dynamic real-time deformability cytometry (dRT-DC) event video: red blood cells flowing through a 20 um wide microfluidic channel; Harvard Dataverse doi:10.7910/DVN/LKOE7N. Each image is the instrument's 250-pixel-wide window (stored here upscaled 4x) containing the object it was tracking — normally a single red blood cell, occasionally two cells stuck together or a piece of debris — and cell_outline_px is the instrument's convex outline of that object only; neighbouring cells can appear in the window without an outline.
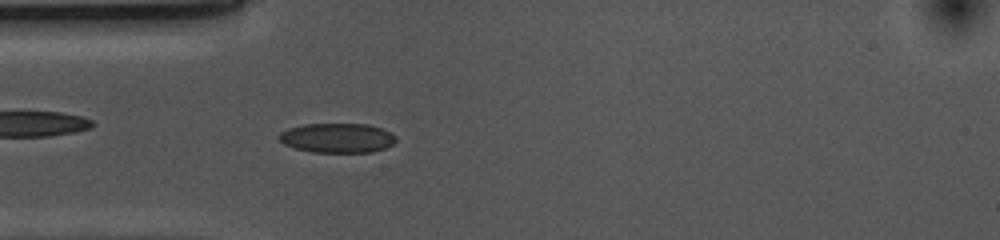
{"species": "common noctule bat (a hibernating species)", "species_latin": "Nyctalus noctula", "temperature_condition": "cold", "stored_images_in_passage": 52, "camera_frame_rate_fps": 3000, "um_per_image_px": 0.085, "animal": {"sex": "female", "body_mass_g": 10.0, "forearm_length_mm": 53.1}, "frame": {"image": 1, "passage_image": 13, "time_ms": 4.0, "image_size_px": [1000, 240], "cell_outline_px": [[396, 140], [392, 144], [384, 148], [372, 152], [312, 152], [296, 148], [284, 144], [276, 136], [280, 132], [288, 128], [304, 124], [368, 124], [392, 132], [396, 136]], "centroid_in_image_um": [28.66, 11.72], "position_along_channel_um": 56.3, "area_um2": 20.17}}
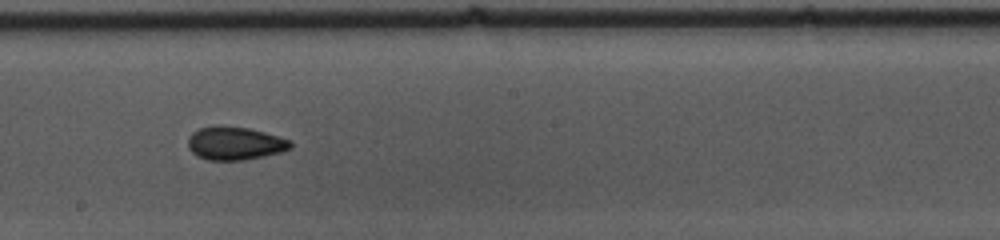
{"frame": {"image": 2, "passage_image": 27, "time_ms": 8.667, "image_size_px": [1000, 240], "cell_outline_px": [[292, 148], [280, 152], [264, 156], [244, 160], [208, 160], [196, 156], [188, 148], [188, 136], [192, 132], [200, 128], [216, 124], [220, 124], [248, 128], [264, 132], [292, 140]], "centroid_in_image_um": [19.95, 12.17], "position_along_channel_um": 228.3, "area_um2": 20.17}}
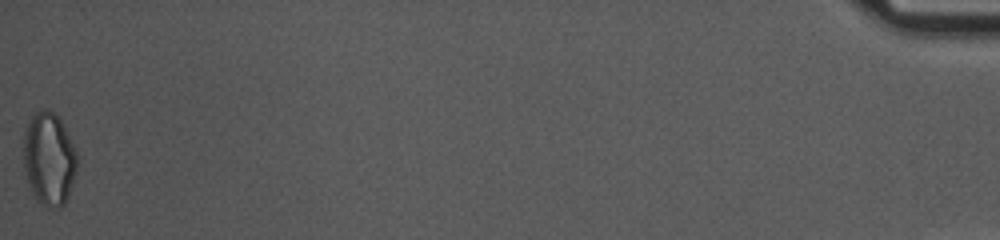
{"frame": {"image": 3, "passage_image": 52, "time_ms": 17.0, "image_size_px": [1000, 240], "cell_outline_px": [[76, 172], [68, 196], [64, 204], [60, 208], [48, 208], [36, 200], [28, 188], [24, 168], [24, 132], [32, 116], [36, 112], [44, 108], [48, 108], [64, 124], [76, 152]], "centroid_in_image_um": [4.15, 13.54], "position_along_channel_um": 431.0, "area_um2": 29.13}, "authors_computed_cell_mechanics": {"area_um2": 19.9121, "velocity_mm_per_s": 3.7042, "shape_relaxation_time_tau1_ms": 7.5247, "shape_relaxation_time_tau2_ms": 2.2404, "deformation_change_tau1": 0.1403, "deformation_change_tau2": 0.0796}}